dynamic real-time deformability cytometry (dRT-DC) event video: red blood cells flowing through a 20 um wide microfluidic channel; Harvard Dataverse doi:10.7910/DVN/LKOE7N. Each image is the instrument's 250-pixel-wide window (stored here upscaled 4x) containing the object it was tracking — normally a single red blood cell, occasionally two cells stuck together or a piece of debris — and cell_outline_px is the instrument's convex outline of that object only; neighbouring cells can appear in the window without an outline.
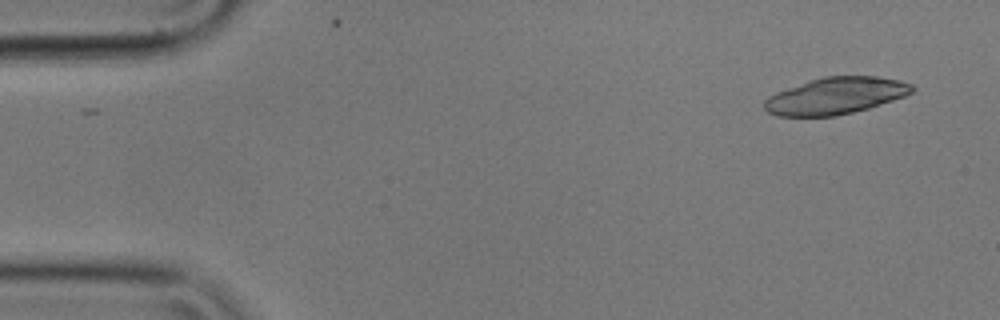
{"species": "common noctule bat (a hibernating species)", "species_latin": "Nyctalus noctula", "temperature_condition": "cold", "stored_images_in_passage": 54, "camera_frame_rate_fps": 3000, "um_per_image_px": 0.085, "animal": {"sex": "male", "body_mass_g": 17.9}, "frame": {"image": 1, "passage_image": 2, "time_ms": 0.333, "image_size_px": [1000, 320], "cell_outline_px": [[916, 88], [912, 92], [904, 96], [868, 108], [836, 116], [780, 116], [768, 112], [764, 108], [764, 100], [768, 96], [776, 92], [824, 76], [876, 76], [900, 80], [912, 84]], "centroid_in_image_um": [71.04, 8.14], "position_along_channel_um": 14.0, "area_um2": 31.39}}